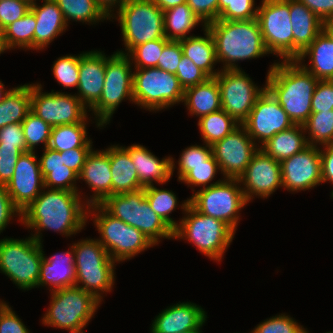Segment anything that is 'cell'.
<instances>
[{
  "instance_id": "4dcf8cb0",
  "label": "cell",
  "mask_w": 333,
  "mask_h": 333,
  "mask_svg": "<svg viewBox=\"0 0 333 333\" xmlns=\"http://www.w3.org/2000/svg\"><path fill=\"white\" fill-rule=\"evenodd\" d=\"M184 105L191 116L202 117L222 109L220 89L215 77L184 91Z\"/></svg>"
},
{
  "instance_id": "8fae6325",
  "label": "cell",
  "mask_w": 333,
  "mask_h": 333,
  "mask_svg": "<svg viewBox=\"0 0 333 333\" xmlns=\"http://www.w3.org/2000/svg\"><path fill=\"white\" fill-rule=\"evenodd\" d=\"M184 91L175 74L160 68H141L133 72V99L140 108L161 111L183 103Z\"/></svg>"
},
{
  "instance_id": "5b68a950",
  "label": "cell",
  "mask_w": 333,
  "mask_h": 333,
  "mask_svg": "<svg viewBox=\"0 0 333 333\" xmlns=\"http://www.w3.org/2000/svg\"><path fill=\"white\" fill-rule=\"evenodd\" d=\"M72 247L75 257V286L102 302L103 293L113 290L116 262L97 239H82L74 242Z\"/></svg>"
},
{
  "instance_id": "be15d7a7",
  "label": "cell",
  "mask_w": 333,
  "mask_h": 333,
  "mask_svg": "<svg viewBox=\"0 0 333 333\" xmlns=\"http://www.w3.org/2000/svg\"><path fill=\"white\" fill-rule=\"evenodd\" d=\"M44 152L39 159L41 174L43 178L49 173V168L66 167L64 165L63 156L60 152L52 150L48 147L43 149Z\"/></svg>"
},
{
  "instance_id": "c3c4849f",
  "label": "cell",
  "mask_w": 333,
  "mask_h": 333,
  "mask_svg": "<svg viewBox=\"0 0 333 333\" xmlns=\"http://www.w3.org/2000/svg\"><path fill=\"white\" fill-rule=\"evenodd\" d=\"M78 176L68 167L49 168V173L44 177V186L47 189L80 192L76 185Z\"/></svg>"
},
{
  "instance_id": "9a60e30c",
  "label": "cell",
  "mask_w": 333,
  "mask_h": 333,
  "mask_svg": "<svg viewBox=\"0 0 333 333\" xmlns=\"http://www.w3.org/2000/svg\"><path fill=\"white\" fill-rule=\"evenodd\" d=\"M41 84H31V111L51 127L87 123V108L74 94L42 92Z\"/></svg>"
},
{
  "instance_id": "9c48e42d",
  "label": "cell",
  "mask_w": 333,
  "mask_h": 333,
  "mask_svg": "<svg viewBox=\"0 0 333 333\" xmlns=\"http://www.w3.org/2000/svg\"><path fill=\"white\" fill-rule=\"evenodd\" d=\"M42 245L32 236L0 239V272L24 291L37 288L44 257Z\"/></svg>"
},
{
  "instance_id": "03108f58",
  "label": "cell",
  "mask_w": 333,
  "mask_h": 333,
  "mask_svg": "<svg viewBox=\"0 0 333 333\" xmlns=\"http://www.w3.org/2000/svg\"><path fill=\"white\" fill-rule=\"evenodd\" d=\"M97 5L103 10V12L111 19L113 16L114 8L119 10L127 0H95ZM113 11V12H112Z\"/></svg>"
},
{
  "instance_id": "836d02e7",
  "label": "cell",
  "mask_w": 333,
  "mask_h": 333,
  "mask_svg": "<svg viewBox=\"0 0 333 333\" xmlns=\"http://www.w3.org/2000/svg\"><path fill=\"white\" fill-rule=\"evenodd\" d=\"M31 110V84L12 88L0 103V129L21 123Z\"/></svg>"
},
{
  "instance_id": "e0dca14e",
  "label": "cell",
  "mask_w": 333,
  "mask_h": 333,
  "mask_svg": "<svg viewBox=\"0 0 333 333\" xmlns=\"http://www.w3.org/2000/svg\"><path fill=\"white\" fill-rule=\"evenodd\" d=\"M247 133L260 148L269 139L281 131H285L294 126L282 106L265 89L256 99L254 107L248 118L242 123Z\"/></svg>"
},
{
  "instance_id": "7dc6e473",
  "label": "cell",
  "mask_w": 333,
  "mask_h": 333,
  "mask_svg": "<svg viewBox=\"0 0 333 333\" xmlns=\"http://www.w3.org/2000/svg\"><path fill=\"white\" fill-rule=\"evenodd\" d=\"M250 333H309L295 319L279 314L258 324Z\"/></svg>"
},
{
  "instance_id": "d590c367",
  "label": "cell",
  "mask_w": 333,
  "mask_h": 333,
  "mask_svg": "<svg viewBox=\"0 0 333 333\" xmlns=\"http://www.w3.org/2000/svg\"><path fill=\"white\" fill-rule=\"evenodd\" d=\"M163 18L165 38L174 41L187 38V33L202 23L187 3L163 11Z\"/></svg>"
},
{
  "instance_id": "e7e4bbea",
  "label": "cell",
  "mask_w": 333,
  "mask_h": 333,
  "mask_svg": "<svg viewBox=\"0 0 333 333\" xmlns=\"http://www.w3.org/2000/svg\"><path fill=\"white\" fill-rule=\"evenodd\" d=\"M322 147L324 148L320 150L322 183L329 181L333 184V144ZM331 192L333 198V191Z\"/></svg>"
},
{
  "instance_id": "7402d4cb",
  "label": "cell",
  "mask_w": 333,
  "mask_h": 333,
  "mask_svg": "<svg viewBox=\"0 0 333 333\" xmlns=\"http://www.w3.org/2000/svg\"><path fill=\"white\" fill-rule=\"evenodd\" d=\"M207 313L204 309L191 302H178L164 309L156 316L151 325L150 333H183L202 331Z\"/></svg>"
},
{
  "instance_id": "1f68e13d",
  "label": "cell",
  "mask_w": 333,
  "mask_h": 333,
  "mask_svg": "<svg viewBox=\"0 0 333 333\" xmlns=\"http://www.w3.org/2000/svg\"><path fill=\"white\" fill-rule=\"evenodd\" d=\"M205 36L190 35L179 40L183 55L189 58L197 67L204 71L209 77H215L220 70H215L217 63L215 43L209 29L203 25Z\"/></svg>"
},
{
  "instance_id": "a7ac6f4b",
  "label": "cell",
  "mask_w": 333,
  "mask_h": 333,
  "mask_svg": "<svg viewBox=\"0 0 333 333\" xmlns=\"http://www.w3.org/2000/svg\"><path fill=\"white\" fill-rule=\"evenodd\" d=\"M322 31L333 42V18L323 21Z\"/></svg>"
},
{
  "instance_id": "89a4df30",
  "label": "cell",
  "mask_w": 333,
  "mask_h": 333,
  "mask_svg": "<svg viewBox=\"0 0 333 333\" xmlns=\"http://www.w3.org/2000/svg\"><path fill=\"white\" fill-rule=\"evenodd\" d=\"M11 89L5 90L4 84L0 81V103L4 100Z\"/></svg>"
},
{
  "instance_id": "680465c9",
  "label": "cell",
  "mask_w": 333,
  "mask_h": 333,
  "mask_svg": "<svg viewBox=\"0 0 333 333\" xmlns=\"http://www.w3.org/2000/svg\"><path fill=\"white\" fill-rule=\"evenodd\" d=\"M15 215V216H14ZM19 216L21 222L22 212L13 204L5 185L0 184V234L14 217Z\"/></svg>"
},
{
  "instance_id": "52a82bcc",
  "label": "cell",
  "mask_w": 333,
  "mask_h": 333,
  "mask_svg": "<svg viewBox=\"0 0 333 333\" xmlns=\"http://www.w3.org/2000/svg\"><path fill=\"white\" fill-rule=\"evenodd\" d=\"M87 209L88 217L93 216V223L101 235V239L97 240L115 262L131 259L155 246L140 230L112 216L100 204L88 206Z\"/></svg>"
},
{
  "instance_id": "ab89813d",
  "label": "cell",
  "mask_w": 333,
  "mask_h": 333,
  "mask_svg": "<svg viewBox=\"0 0 333 333\" xmlns=\"http://www.w3.org/2000/svg\"><path fill=\"white\" fill-rule=\"evenodd\" d=\"M303 127L309 145L333 144V110L312 112Z\"/></svg>"
},
{
  "instance_id": "ac0fdd59",
  "label": "cell",
  "mask_w": 333,
  "mask_h": 333,
  "mask_svg": "<svg viewBox=\"0 0 333 333\" xmlns=\"http://www.w3.org/2000/svg\"><path fill=\"white\" fill-rule=\"evenodd\" d=\"M259 149L240 124L229 135L212 145V154L224 178L238 179Z\"/></svg>"
},
{
  "instance_id": "8d00e7d4",
  "label": "cell",
  "mask_w": 333,
  "mask_h": 333,
  "mask_svg": "<svg viewBox=\"0 0 333 333\" xmlns=\"http://www.w3.org/2000/svg\"><path fill=\"white\" fill-rule=\"evenodd\" d=\"M36 25L35 15L30 10L22 18L5 27L0 33L6 51L15 48L34 50Z\"/></svg>"
},
{
  "instance_id": "4fadbf2b",
  "label": "cell",
  "mask_w": 333,
  "mask_h": 333,
  "mask_svg": "<svg viewBox=\"0 0 333 333\" xmlns=\"http://www.w3.org/2000/svg\"><path fill=\"white\" fill-rule=\"evenodd\" d=\"M189 203L198 212L225 222L236 232L240 210L248 201L238 179L223 178L213 186L197 190L189 198Z\"/></svg>"
},
{
  "instance_id": "816d5d0a",
  "label": "cell",
  "mask_w": 333,
  "mask_h": 333,
  "mask_svg": "<svg viewBox=\"0 0 333 333\" xmlns=\"http://www.w3.org/2000/svg\"><path fill=\"white\" fill-rule=\"evenodd\" d=\"M220 170L219 165L190 166V171L180 180L188 185L207 188L222 181V179L211 183L216 173ZM210 183V185H208Z\"/></svg>"
},
{
  "instance_id": "cb8c5ba5",
  "label": "cell",
  "mask_w": 333,
  "mask_h": 333,
  "mask_svg": "<svg viewBox=\"0 0 333 333\" xmlns=\"http://www.w3.org/2000/svg\"><path fill=\"white\" fill-rule=\"evenodd\" d=\"M109 159V148L105 150L93 149L86 158L78 179L84 180L93 191L90 199L86 198L87 206L101 204L112 195V174Z\"/></svg>"
},
{
  "instance_id": "7a4b0ae2",
  "label": "cell",
  "mask_w": 333,
  "mask_h": 333,
  "mask_svg": "<svg viewBox=\"0 0 333 333\" xmlns=\"http://www.w3.org/2000/svg\"><path fill=\"white\" fill-rule=\"evenodd\" d=\"M318 81L296 60L274 62L268 70L265 88L294 125H303L312 113V96Z\"/></svg>"
},
{
  "instance_id": "484cf974",
  "label": "cell",
  "mask_w": 333,
  "mask_h": 333,
  "mask_svg": "<svg viewBox=\"0 0 333 333\" xmlns=\"http://www.w3.org/2000/svg\"><path fill=\"white\" fill-rule=\"evenodd\" d=\"M60 254L47 258L44 255L40 264V286H50L49 291H57L76 284L75 257L73 247Z\"/></svg>"
},
{
  "instance_id": "2644e50d",
  "label": "cell",
  "mask_w": 333,
  "mask_h": 333,
  "mask_svg": "<svg viewBox=\"0 0 333 333\" xmlns=\"http://www.w3.org/2000/svg\"><path fill=\"white\" fill-rule=\"evenodd\" d=\"M85 327L77 328V329H69V333H84L82 330Z\"/></svg>"
},
{
  "instance_id": "91938a15",
  "label": "cell",
  "mask_w": 333,
  "mask_h": 333,
  "mask_svg": "<svg viewBox=\"0 0 333 333\" xmlns=\"http://www.w3.org/2000/svg\"><path fill=\"white\" fill-rule=\"evenodd\" d=\"M15 311L7 304L0 312V333H30Z\"/></svg>"
},
{
  "instance_id": "ee69618b",
  "label": "cell",
  "mask_w": 333,
  "mask_h": 333,
  "mask_svg": "<svg viewBox=\"0 0 333 333\" xmlns=\"http://www.w3.org/2000/svg\"><path fill=\"white\" fill-rule=\"evenodd\" d=\"M203 145H191L182 151L177 168L179 182L190 171V166L218 165L212 154V146Z\"/></svg>"
},
{
  "instance_id": "f5cc1de1",
  "label": "cell",
  "mask_w": 333,
  "mask_h": 333,
  "mask_svg": "<svg viewBox=\"0 0 333 333\" xmlns=\"http://www.w3.org/2000/svg\"><path fill=\"white\" fill-rule=\"evenodd\" d=\"M312 112L333 110V80H319L312 96Z\"/></svg>"
},
{
  "instance_id": "8c879c8a",
  "label": "cell",
  "mask_w": 333,
  "mask_h": 333,
  "mask_svg": "<svg viewBox=\"0 0 333 333\" xmlns=\"http://www.w3.org/2000/svg\"><path fill=\"white\" fill-rule=\"evenodd\" d=\"M4 51H6L4 44H3V39L1 37V33H0V54L4 53Z\"/></svg>"
},
{
  "instance_id": "8992f818",
  "label": "cell",
  "mask_w": 333,
  "mask_h": 333,
  "mask_svg": "<svg viewBox=\"0 0 333 333\" xmlns=\"http://www.w3.org/2000/svg\"><path fill=\"white\" fill-rule=\"evenodd\" d=\"M100 205L112 216L140 230L155 245L160 238L174 239V230L152 210L144 188L111 195Z\"/></svg>"
},
{
  "instance_id": "6da1fadb",
  "label": "cell",
  "mask_w": 333,
  "mask_h": 333,
  "mask_svg": "<svg viewBox=\"0 0 333 333\" xmlns=\"http://www.w3.org/2000/svg\"><path fill=\"white\" fill-rule=\"evenodd\" d=\"M80 194L44 188L43 192L22 211L21 224L36 231L31 236L40 244L43 242V230H53L66 237L78 233L84 229L88 221V206L82 202Z\"/></svg>"
},
{
  "instance_id": "d6a6232c",
  "label": "cell",
  "mask_w": 333,
  "mask_h": 333,
  "mask_svg": "<svg viewBox=\"0 0 333 333\" xmlns=\"http://www.w3.org/2000/svg\"><path fill=\"white\" fill-rule=\"evenodd\" d=\"M305 135L303 125H294L274 135L260 149L274 160L282 162L309 146Z\"/></svg>"
},
{
  "instance_id": "d6986e66",
  "label": "cell",
  "mask_w": 333,
  "mask_h": 333,
  "mask_svg": "<svg viewBox=\"0 0 333 333\" xmlns=\"http://www.w3.org/2000/svg\"><path fill=\"white\" fill-rule=\"evenodd\" d=\"M238 180L248 203L254 196L268 198L282 187L281 164L259 148Z\"/></svg>"
},
{
  "instance_id": "d4e9b609",
  "label": "cell",
  "mask_w": 333,
  "mask_h": 333,
  "mask_svg": "<svg viewBox=\"0 0 333 333\" xmlns=\"http://www.w3.org/2000/svg\"><path fill=\"white\" fill-rule=\"evenodd\" d=\"M123 148L132 159L142 188L153 186V182L162 185L169 182L176 168L173 157L169 156L160 160L150 150L139 144Z\"/></svg>"
},
{
  "instance_id": "60d3db41",
  "label": "cell",
  "mask_w": 333,
  "mask_h": 333,
  "mask_svg": "<svg viewBox=\"0 0 333 333\" xmlns=\"http://www.w3.org/2000/svg\"><path fill=\"white\" fill-rule=\"evenodd\" d=\"M144 192L152 210L175 230L178 227V222L169 216L178 206L175 193L171 190L159 189L154 185L144 188Z\"/></svg>"
},
{
  "instance_id": "74e56055",
  "label": "cell",
  "mask_w": 333,
  "mask_h": 333,
  "mask_svg": "<svg viewBox=\"0 0 333 333\" xmlns=\"http://www.w3.org/2000/svg\"><path fill=\"white\" fill-rule=\"evenodd\" d=\"M240 124L223 109L204 115L199 118L198 126L203 141L207 145H213L229 135Z\"/></svg>"
},
{
  "instance_id": "7c38bea8",
  "label": "cell",
  "mask_w": 333,
  "mask_h": 333,
  "mask_svg": "<svg viewBox=\"0 0 333 333\" xmlns=\"http://www.w3.org/2000/svg\"><path fill=\"white\" fill-rule=\"evenodd\" d=\"M50 294V307L42 318V324L65 330L86 327L101 304L92 294L77 286Z\"/></svg>"
},
{
  "instance_id": "94428289",
  "label": "cell",
  "mask_w": 333,
  "mask_h": 333,
  "mask_svg": "<svg viewBox=\"0 0 333 333\" xmlns=\"http://www.w3.org/2000/svg\"><path fill=\"white\" fill-rule=\"evenodd\" d=\"M92 149L93 148H74L60 152V156H63L64 165L79 175Z\"/></svg>"
},
{
  "instance_id": "5bb4252c",
  "label": "cell",
  "mask_w": 333,
  "mask_h": 333,
  "mask_svg": "<svg viewBox=\"0 0 333 333\" xmlns=\"http://www.w3.org/2000/svg\"><path fill=\"white\" fill-rule=\"evenodd\" d=\"M257 20L262 39L269 54L283 61L293 60V33L290 0H262Z\"/></svg>"
},
{
  "instance_id": "f35d334b",
  "label": "cell",
  "mask_w": 333,
  "mask_h": 333,
  "mask_svg": "<svg viewBox=\"0 0 333 333\" xmlns=\"http://www.w3.org/2000/svg\"><path fill=\"white\" fill-rule=\"evenodd\" d=\"M62 11L66 23L72 21L95 24L110 18L95 0H54Z\"/></svg>"
},
{
  "instance_id": "b9f144b4",
  "label": "cell",
  "mask_w": 333,
  "mask_h": 333,
  "mask_svg": "<svg viewBox=\"0 0 333 333\" xmlns=\"http://www.w3.org/2000/svg\"><path fill=\"white\" fill-rule=\"evenodd\" d=\"M21 124L28 151L34 152L35 146H38L39 143L44 145V149L48 146L52 129L48 123L30 110Z\"/></svg>"
},
{
  "instance_id": "2e32d148",
  "label": "cell",
  "mask_w": 333,
  "mask_h": 333,
  "mask_svg": "<svg viewBox=\"0 0 333 333\" xmlns=\"http://www.w3.org/2000/svg\"><path fill=\"white\" fill-rule=\"evenodd\" d=\"M220 89L222 109L239 124L249 116L258 96L266 89L253 83L242 69H221L215 76Z\"/></svg>"
},
{
  "instance_id": "db71d44e",
  "label": "cell",
  "mask_w": 333,
  "mask_h": 333,
  "mask_svg": "<svg viewBox=\"0 0 333 333\" xmlns=\"http://www.w3.org/2000/svg\"><path fill=\"white\" fill-rule=\"evenodd\" d=\"M182 56L183 50L180 41L169 40L164 45L157 68L176 74Z\"/></svg>"
},
{
  "instance_id": "11e5206c",
  "label": "cell",
  "mask_w": 333,
  "mask_h": 333,
  "mask_svg": "<svg viewBox=\"0 0 333 333\" xmlns=\"http://www.w3.org/2000/svg\"><path fill=\"white\" fill-rule=\"evenodd\" d=\"M30 3H34L36 0H27Z\"/></svg>"
},
{
  "instance_id": "f546056e",
  "label": "cell",
  "mask_w": 333,
  "mask_h": 333,
  "mask_svg": "<svg viewBox=\"0 0 333 333\" xmlns=\"http://www.w3.org/2000/svg\"><path fill=\"white\" fill-rule=\"evenodd\" d=\"M109 159L112 174V195L142 189L137 170L129 153L123 146L111 145L109 147Z\"/></svg>"
},
{
  "instance_id": "277c9868",
  "label": "cell",
  "mask_w": 333,
  "mask_h": 333,
  "mask_svg": "<svg viewBox=\"0 0 333 333\" xmlns=\"http://www.w3.org/2000/svg\"><path fill=\"white\" fill-rule=\"evenodd\" d=\"M181 209L186 215L174 230V239L191 242L209 259L221 261L235 232L225 222L198 212L188 198L181 204Z\"/></svg>"
},
{
  "instance_id": "7bdbcfd3",
  "label": "cell",
  "mask_w": 333,
  "mask_h": 333,
  "mask_svg": "<svg viewBox=\"0 0 333 333\" xmlns=\"http://www.w3.org/2000/svg\"><path fill=\"white\" fill-rule=\"evenodd\" d=\"M169 40L165 37L145 42L134 47L127 55L134 63V69L153 68L158 66L164 45Z\"/></svg>"
},
{
  "instance_id": "bcb514c9",
  "label": "cell",
  "mask_w": 333,
  "mask_h": 333,
  "mask_svg": "<svg viewBox=\"0 0 333 333\" xmlns=\"http://www.w3.org/2000/svg\"><path fill=\"white\" fill-rule=\"evenodd\" d=\"M80 54L59 57L52 66V73L61 86L77 88L79 81Z\"/></svg>"
},
{
  "instance_id": "83f0119b",
  "label": "cell",
  "mask_w": 333,
  "mask_h": 333,
  "mask_svg": "<svg viewBox=\"0 0 333 333\" xmlns=\"http://www.w3.org/2000/svg\"><path fill=\"white\" fill-rule=\"evenodd\" d=\"M293 33V60L315 40L322 31L323 21L299 0H290Z\"/></svg>"
},
{
  "instance_id": "753ad0ef",
  "label": "cell",
  "mask_w": 333,
  "mask_h": 333,
  "mask_svg": "<svg viewBox=\"0 0 333 333\" xmlns=\"http://www.w3.org/2000/svg\"><path fill=\"white\" fill-rule=\"evenodd\" d=\"M8 303L4 302L3 300H0V312L1 310L7 305Z\"/></svg>"
},
{
  "instance_id": "4316f807",
  "label": "cell",
  "mask_w": 333,
  "mask_h": 333,
  "mask_svg": "<svg viewBox=\"0 0 333 333\" xmlns=\"http://www.w3.org/2000/svg\"><path fill=\"white\" fill-rule=\"evenodd\" d=\"M41 5L31 3V11L35 15L34 49L43 50L68 27L62 11L54 0H43Z\"/></svg>"
},
{
  "instance_id": "9f6ffc18",
  "label": "cell",
  "mask_w": 333,
  "mask_h": 333,
  "mask_svg": "<svg viewBox=\"0 0 333 333\" xmlns=\"http://www.w3.org/2000/svg\"><path fill=\"white\" fill-rule=\"evenodd\" d=\"M0 146L16 147L22 153L28 151L21 123L6 125L0 129Z\"/></svg>"
},
{
  "instance_id": "3957f363",
  "label": "cell",
  "mask_w": 333,
  "mask_h": 333,
  "mask_svg": "<svg viewBox=\"0 0 333 333\" xmlns=\"http://www.w3.org/2000/svg\"><path fill=\"white\" fill-rule=\"evenodd\" d=\"M215 43L217 62L223 70L240 69L238 61L257 59L269 54L265 48L257 19L215 20L206 25Z\"/></svg>"
},
{
  "instance_id": "30bf717a",
  "label": "cell",
  "mask_w": 333,
  "mask_h": 333,
  "mask_svg": "<svg viewBox=\"0 0 333 333\" xmlns=\"http://www.w3.org/2000/svg\"><path fill=\"white\" fill-rule=\"evenodd\" d=\"M131 59L119 52L106 57L105 80L99 101L90 109L97 127L110 123L115 110L123 100L133 99V73Z\"/></svg>"
},
{
  "instance_id": "f6af8a7d",
  "label": "cell",
  "mask_w": 333,
  "mask_h": 333,
  "mask_svg": "<svg viewBox=\"0 0 333 333\" xmlns=\"http://www.w3.org/2000/svg\"><path fill=\"white\" fill-rule=\"evenodd\" d=\"M255 0H218V19L228 21L252 20L257 18Z\"/></svg>"
},
{
  "instance_id": "6125c7cd",
  "label": "cell",
  "mask_w": 333,
  "mask_h": 333,
  "mask_svg": "<svg viewBox=\"0 0 333 333\" xmlns=\"http://www.w3.org/2000/svg\"><path fill=\"white\" fill-rule=\"evenodd\" d=\"M322 21L333 18V0H299Z\"/></svg>"
},
{
  "instance_id": "f1b7e54d",
  "label": "cell",
  "mask_w": 333,
  "mask_h": 333,
  "mask_svg": "<svg viewBox=\"0 0 333 333\" xmlns=\"http://www.w3.org/2000/svg\"><path fill=\"white\" fill-rule=\"evenodd\" d=\"M308 56L310 65L303 61ZM318 80H333V42L321 31L296 60Z\"/></svg>"
},
{
  "instance_id": "6f0895ef",
  "label": "cell",
  "mask_w": 333,
  "mask_h": 333,
  "mask_svg": "<svg viewBox=\"0 0 333 333\" xmlns=\"http://www.w3.org/2000/svg\"><path fill=\"white\" fill-rule=\"evenodd\" d=\"M186 3L200 19L201 25L218 20V0H186Z\"/></svg>"
},
{
  "instance_id": "11a10c76",
  "label": "cell",
  "mask_w": 333,
  "mask_h": 333,
  "mask_svg": "<svg viewBox=\"0 0 333 333\" xmlns=\"http://www.w3.org/2000/svg\"><path fill=\"white\" fill-rule=\"evenodd\" d=\"M21 154L16 147L0 146V184L6 186L10 181Z\"/></svg>"
},
{
  "instance_id": "f907efd6",
  "label": "cell",
  "mask_w": 333,
  "mask_h": 333,
  "mask_svg": "<svg viewBox=\"0 0 333 333\" xmlns=\"http://www.w3.org/2000/svg\"><path fill=\"white\" fill-rule=\"evenodd\" d=\"M31 9L27 0H2L0 1V32L9 24L22 18Z\"/></svg>"
},
{
  "instance_id": "ffe728a7",
  "label": "cell",
  "mask_w": 333,
  "mask_h": 333,
  "mask_svg": "<svg viewBox=\"0 0 333 333\" xmlns=\"http://www.w3.org/2000/svg\"><path fill=\"white\" fill-rule=\"evenodd\" d=\"M282 187L289 192L306 191L322 183L320 147L309 145L280 162Z\"/></svg>"
},
{
  "instance_id": "003e7915",
  "label": "cell",
  "mask_w": 333,
  "mask_h": 333,
  "mask_svg": "<svg viewBox=\"0 0 333 333\" xmlns=\"http://www.w3.org/2000/svg\"><path fill=\"white\" fill-rule=\"evenodd\" d=\"M162 11L186 3V0H152Z\"/></svg>"
},
{
  "instance_id": "603a6c76",
  "label": "cell",
  "mask_w": 333,
  "mask_h": 333,
  "mask_svg": "<svg viewBox=\"0 0 333 333\" xmlns=\"http://www.w3.org/2000/svg\"><path fill=\"white\" fill-rule=\"evenodd\" d=\"M106 55L98 50L82 52L79 62L78 93L75 95L89 110L99 101L105 80Z\"/></svg>"
},
{
  "instance_id": "681fc988",
  "label": "cell",
  "mask_w": 333,
  "mask_h": 333,
  "mask_svg": "<svg viewBox=\"0 0 333 333\" xmlns=\"http://www.w3.org/2000/svg\"><path fill=\"white\" fill-rule=\"evenodd\" d=\"M185 89L205 82L209 76L197 67L189 58L182 56L175 74Z\"/></svg>"
},
{
  "instance_id": "34e18365",
  "label": "cell",
  "mask_w": 333,
  "mask_h": 333,
  "mask_svg": "<svg viewBox=\"0 0 333 333\" xmlns=\"http://www.w3.org/2000/svg\"><path fill=\"white\" fill-rule=\"evenodd\" d=\"M183 333H202V331H187V332H183Z\"/></svg>"
},
{
  "instance_id": "ba28073f",
  "label": "cell",
  "mask_w": 333,
  "mask_h": 333,
  "mask_svg": "<svg viewBox=\"0 0 333 333\" xmlns=\"http://www.w3.org/2000/svg\"><path fill=\"white\" fill-rule=\"evenodd\" d=\"M116 13L111 18L120 23L126 47L119 53L128 54L139 44L165 37L163 11L152 0H127Z\"/></svg>"
},
{
  "instance_id": "e575fe53",
  "label": "cell",
  "mask_w": 333,
  "mask_h": 333,
  "mask_svg": "<svg viewBox=\"0 0 333 333\" xmlns=\"http://www.w3.org/2000/svg\"><path fill=\"white\" fill-rule=\"evenodd\" d=\"M88 123L58 125L51 129L48 148L65 152L74 148H92V140L87 136Z\"/></svg>"
},
{
  "instance_id": "44dd1931",
  "label": "cell",
  "mask_w": 333,
  "mask_h": 333,
  "mask_svg": "<svg viewBox=\"0 0 333 333\" xmlns=\"http://www.w3.org/2000/svg\"><path fill=\"white\" fill-rule=\"evenodd\" d=\"M35 151L22 153L17 161L14 174L6 184L13 204L22 212L43 191L44 178Z\"/></svg>"
}]
</instances>
